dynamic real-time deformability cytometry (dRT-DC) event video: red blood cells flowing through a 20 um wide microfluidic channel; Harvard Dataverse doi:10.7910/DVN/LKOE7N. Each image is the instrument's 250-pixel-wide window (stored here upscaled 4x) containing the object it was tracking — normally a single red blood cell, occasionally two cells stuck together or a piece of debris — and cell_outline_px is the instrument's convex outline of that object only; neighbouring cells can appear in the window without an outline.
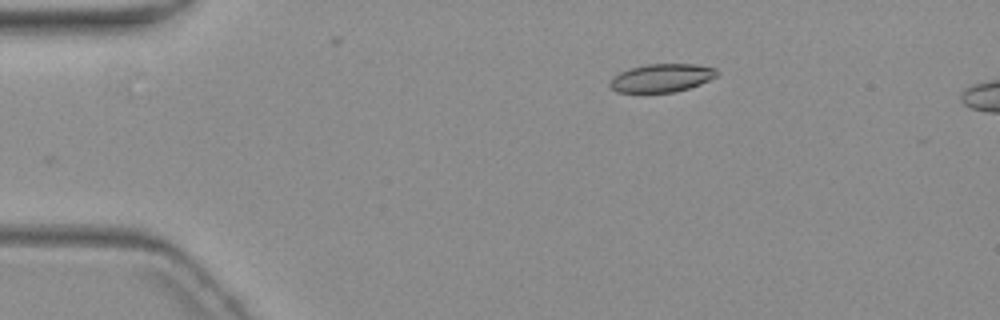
{"species": "common noctule bat (a hibernating species)", "species_latin": "Nyctalus noctula", "temperature_condition": "warm", "stored_images_in_passage": 4, "camera_frame_rate_fps": 3000, "um_per_image_px": 0.085, "animal": {"sex": "female", "body_mass_g": 19.3, "forearm_length_mm": 54.1}, "frame": {"image": 1, "passage_image": 4, "time_ms": 3.667, "image_size_px": [1000, 320], "cell_outline_px": [[720, 72], [716, 76], [700, 84], [676, 92], [616, 92], [608, 84], [612, 76], [620, 72], [632, 68], [648, 64], [692, 64], [716, 68]], "centroid_in_image_um": [56.23, 6.62], "position_along_channel_um": 28.8, "area_um2": 17.51}}